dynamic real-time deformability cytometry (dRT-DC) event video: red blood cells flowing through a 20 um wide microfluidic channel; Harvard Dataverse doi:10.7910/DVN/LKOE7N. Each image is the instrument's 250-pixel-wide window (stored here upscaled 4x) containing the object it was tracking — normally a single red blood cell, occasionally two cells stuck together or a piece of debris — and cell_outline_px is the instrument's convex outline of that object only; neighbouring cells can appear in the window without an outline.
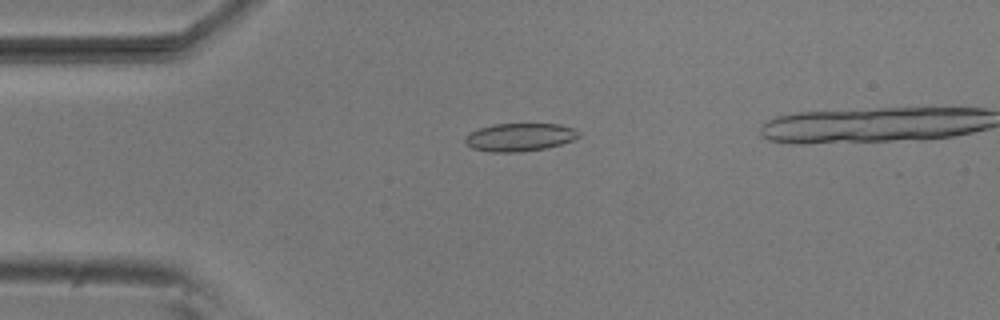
{"species": "common noctule bat (a hibernating species)", "species_latin": "Nyctalus noctula", "temperature_condition": "room temperature", "stored_images_in_passage": 36, "camera_frame_rate_fps": 3000, "um_per_image_px": 0.085, "animal": {"sex": "male", "body_mass_g": 20.5, "forearm_length_mm": 52.5}, "frame": {"image": 1, "passage_image": 1, "time_ms": 0.0, "image_size_px": [1000, 320], "cell_outline_px": [[580, 136], [572, 140], [560, 144], [544, 148], [520, 152], [488, 152], [472, 148], [464, 144], [464, 140], [468, 132], [492, 124], [560, 124], [572, 128], [580, 132]], "centroid_in_image_um": [44.12, 11.66], "position_along_channel_um": 40.9, "area_um2": 18.61}}
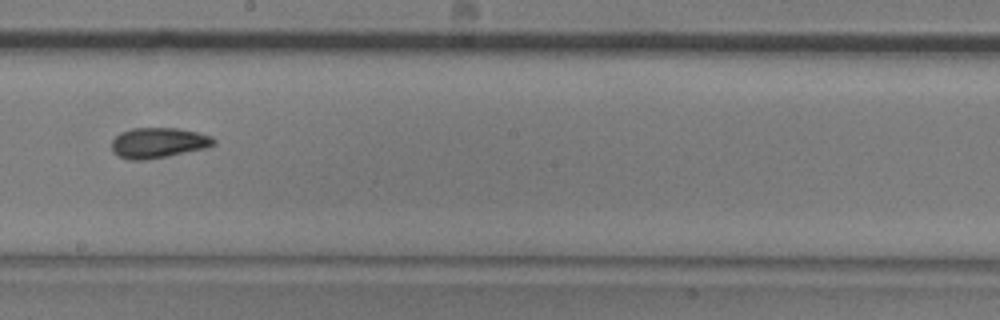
{"frame": {"image": 2, "passage_image": 18, "time_ms": 5.667, "image_size_px": [1000, 320], "cell_outline_px": [[216, 144], [208, 148], [168, 156], [144, 160], [128, 160], [112, 152], [112, 140], [120, 132], [132, 128], [176, 128], [200, 132], [212, 136], [216, 140]], "centroid_in_image_um": [13.49, 12.14], "position_along_channel_um": 234.7, "area_um2": 18.32}}
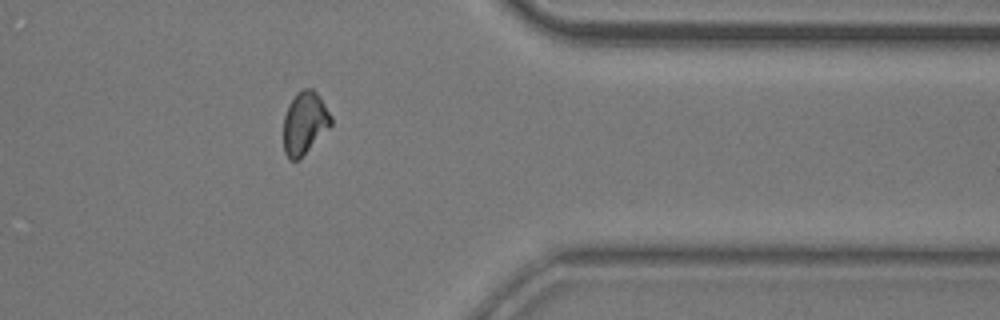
{"frame": {"image": 3, "passage_image": 31, "time_ms": 10.0, "image_size_px": [1000, 320], "cell_outline_px": [[332, 124], [296, 160], [288, 160], [284, 152], [284, 116], [288, 104], [296, 92], [304, 88], [312, 88], [320, 96], [332, 116]], "centroid_in_image_um": [25.88, 10.39], "position_along_channel_um": 385.5, "area_um2": 17.05}}